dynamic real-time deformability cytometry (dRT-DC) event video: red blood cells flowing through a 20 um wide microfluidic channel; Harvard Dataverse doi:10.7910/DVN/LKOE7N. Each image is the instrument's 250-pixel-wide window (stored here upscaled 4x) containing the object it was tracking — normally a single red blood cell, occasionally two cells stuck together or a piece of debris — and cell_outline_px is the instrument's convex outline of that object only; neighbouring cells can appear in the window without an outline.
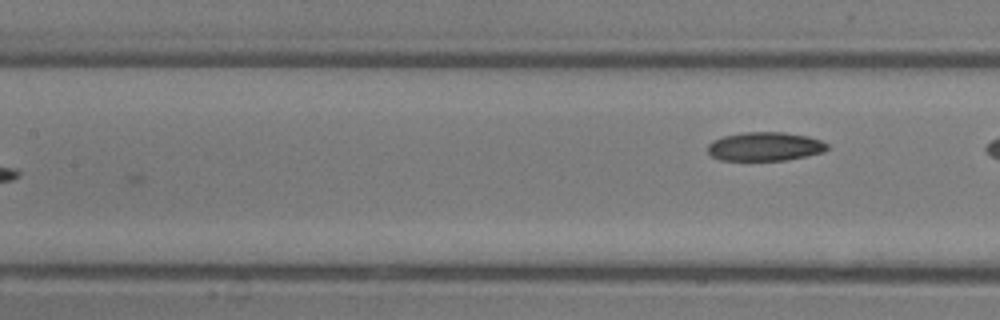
{"species": "common noctule bat (a hibernating species)", "species_latin": "Nyctalus noctula", "temperature_condition": "room temperature", "stored_images_in_passage": 17, "camera_frame_rate_fps": 3000, "um_per_image_px": 0.085, "animal": {"sex": "male", "body_mass_g": 13.3}, "frame": {"image": 1, "passage_image": 17, "time_ms": 5.333, "image_size_px": [1000, 320], "cell_outline_px": [[828, 148], [824, 152], [784, 160], [720, 160], [712, 156], [708, 152], [708, 144], [712, 140], [724, 136], [744, 132], [784, 132], [808, 136], [820, 140], [828, 144]], "centroid_in_image_um": [65.01, 12.44], "position_along_channel_um": 142.4, "area_um2": 20.0}}